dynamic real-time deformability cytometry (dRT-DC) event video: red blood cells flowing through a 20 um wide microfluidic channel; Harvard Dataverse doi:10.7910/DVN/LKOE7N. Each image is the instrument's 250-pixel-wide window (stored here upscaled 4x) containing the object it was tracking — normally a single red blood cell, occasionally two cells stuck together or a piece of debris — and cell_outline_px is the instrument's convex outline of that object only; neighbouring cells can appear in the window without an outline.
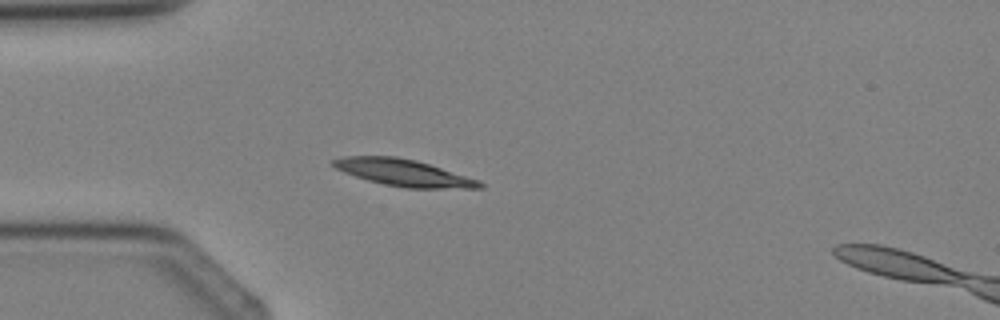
{"species": "Egyptian fruit bat (a non-hibernating species)", "species_latin": "Rousettus aegyptiacus", "temperature_condition": "cold", "stored_images_in_passage": 1, "camera_frame_rate_fps": 3000, "um_per_image_px": 0.085, "animal": {"sex": "female"}, "frame": {"image": 1, "passage_image": 1, "time_ms": 0.0, "image_size_px": [1000, 320], "cell_outline_px": [[484, 188], [408, 188], [384, 184], [368, 180], [344, 172], [336, 168], [332, 164], [332, 160], [344, 156], [396, 156], [416, 160], [480, 180], [484, 184]], "centroid_in_image_um": [34.33, 14.68], "position_along_channel_um": 50.7, "area_um2": 22.66}}